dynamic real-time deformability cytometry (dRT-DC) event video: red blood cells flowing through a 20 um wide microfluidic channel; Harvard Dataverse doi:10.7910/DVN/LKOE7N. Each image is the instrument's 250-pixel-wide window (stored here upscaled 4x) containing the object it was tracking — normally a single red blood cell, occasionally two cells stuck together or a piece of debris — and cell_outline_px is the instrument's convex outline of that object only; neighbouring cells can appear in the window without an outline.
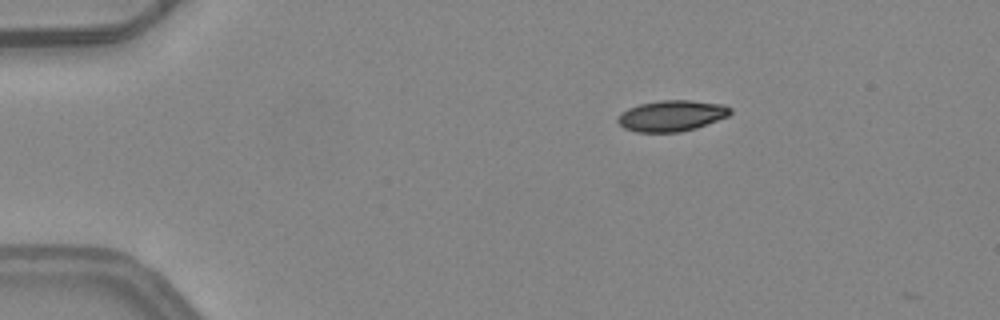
{"species": "common noctule bat (a hibernating species)", "species_latin": "Nyctalus noctula", "temperature_condition": "warm", "stored_images_in_passage": 2, "camera_frame_rate_fps": 3000, "um_per_image_px": 0.085, "animal": {"sex": "female", "body_mass_g": 24.6, "forearm_length_mm": 56.2}, "frame": {"image": 1, "passage_image": 1, "time_ms": 0.0, "image_size_px": [1000, 320], "cell_outline_px": [[732, 112], [728, 116], [696, 128], [680, 132], [636, 132], [624, 128], [616, 120], [620, 112], [628, 108], [640, 104], [660, 100], [692, 100], [724, 104], [732, 108]], "centroid_in_image_um": [57.09, 9.83], "position_along_channel_um": 27.9, "area_um2": 20.46}}